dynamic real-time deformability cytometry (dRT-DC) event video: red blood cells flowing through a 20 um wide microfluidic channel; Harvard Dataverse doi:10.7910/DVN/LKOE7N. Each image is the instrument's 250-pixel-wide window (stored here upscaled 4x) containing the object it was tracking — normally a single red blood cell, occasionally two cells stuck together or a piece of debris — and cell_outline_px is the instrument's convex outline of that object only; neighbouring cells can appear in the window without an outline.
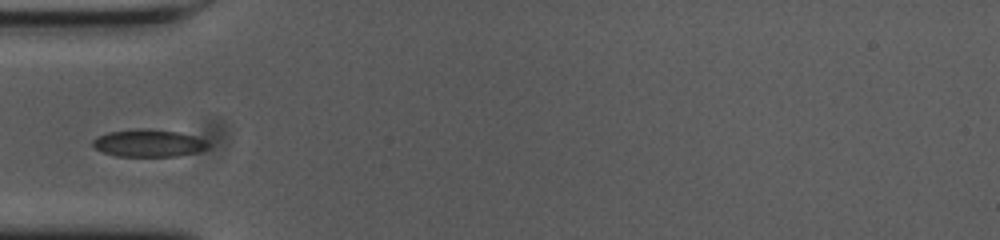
{"species": "common noctule bat (a hibernating species)", "species_latin": "Nyctalus noctula", "temperature_condition": "cold", "stored_images_in_passage": 26, "camera_frame_rate_fps": 3000, "um_per_image_px": 0.085, "animal": {"sex": "female", "body_mass_g": 23.0, "forearm_length_mm": 53.4}, "frame": {"image": 1, "passage_image": 1, "time_ms": 0.0, "image_size_px": [1000, 240], "cell_outline_px": [[208, 148], [196, 152], [176, 156], [116, 156], [104, 152], [96, 148], [92, 144], [92, 140], [96, 136], [108, 132], [136, 128], [148, 128], [180, 132], [204, 140], [208, 144]], "centroid_in_image_um": [12.58, 12.15], "position_along_channel_um": 72.4, "area_um2": 18.38}}
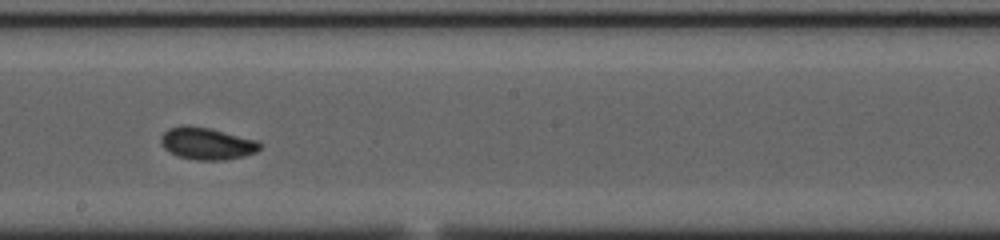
{"frame": {"image": 2, "passage_image": 14, "time_ms": 4.333, "image_size_px": [1000, 240], "cell_outline_px": [[260, 148], [256, 152], [244, 156], [224, 160], [196, 160], [180, 156], [164, 148], [160, 144], [160, 136], [168, 128], [184, 124], [188, 124], [208, 128], [256, 140], [260, 144]], "centroid_in_image_um": [17.54, 12.19], "position_along_channel_um": 230.7, "area_um2": 18.38}}
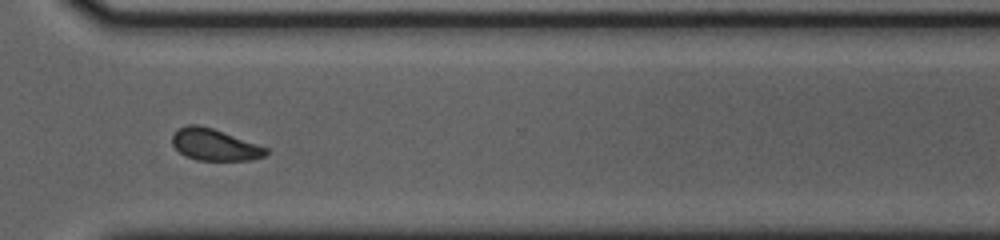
{"frame": {"image": 3, "passage_image": 24, "time_ms": 7.667, "image_size_px": [1000, 240], "cell_outline_px": [[268, 152], [264, 156], [252, 160], [196, 160], [184, 156], [172, 144], [172, 136], [180, 128], [188, 124], [196, 124], [212, 128], [268, 148]], "centroid_in_image_um": [18.23, 12.31], "position_along_channel_um": 352.4, "area_um2": 17.11}}